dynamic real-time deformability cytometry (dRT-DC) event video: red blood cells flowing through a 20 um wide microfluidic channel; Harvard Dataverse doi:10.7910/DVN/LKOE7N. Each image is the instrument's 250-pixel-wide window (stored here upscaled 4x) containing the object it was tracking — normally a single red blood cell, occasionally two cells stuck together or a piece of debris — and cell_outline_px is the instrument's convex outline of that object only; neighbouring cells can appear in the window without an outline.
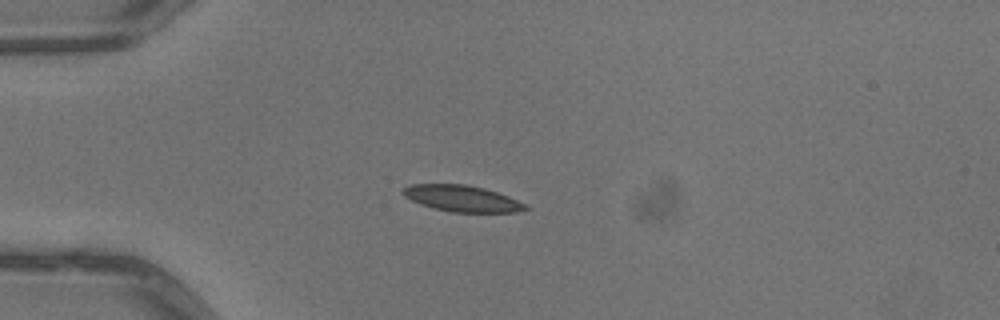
{"species": "common noctule bat (a hibernating species)", "species_latin": "Nyctalus noctula", "temperature_condition": "warm", "stored_images_in_passage": 4, "camera_frame_rate_fps": 3000, "um_per_image_px": 0.085, "animal": {"sex": "male", "body_mass_g": 13.3}, "frame": {"image": 1, "passage_image": 3, "time_ms": 0.667, "image_size_px": [1000, 320], "cell_outline_px": [[528, 208], [516, 212], [452, 212], [420, 204], [404, 196], [400, 192], [404, 188], [412, 184], [464, 184], [484, 188], [508, 196], [524, 204]], "centroid_in_image_um": [39.24, 16.86], "position_along_channel_um": 45.8, "area_um2": 18.44}}